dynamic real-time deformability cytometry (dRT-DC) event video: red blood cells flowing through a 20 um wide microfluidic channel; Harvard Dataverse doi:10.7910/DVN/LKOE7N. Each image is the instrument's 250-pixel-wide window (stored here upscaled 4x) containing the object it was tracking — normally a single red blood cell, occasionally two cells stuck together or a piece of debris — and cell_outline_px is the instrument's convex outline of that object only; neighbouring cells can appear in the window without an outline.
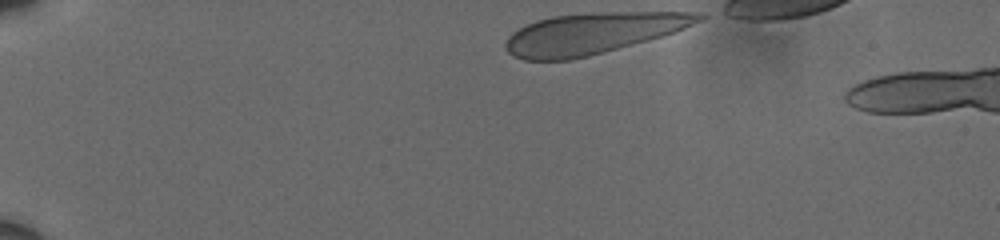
{"species": "human", "species_latin": "Homo sapiens", "temperature_condition": "cold", "stored_images_in_passage": 40, "camera_frame_rate_fps": 3000, "um_per_image_px": 0.085, "donor": {"sex": "male"}, "frame": {"image": 1, "passage_image": 1, "time_ms": 0.0, "image_size_px": [1000, 240], "cell_outline_px": [[708, 16], [704, 20], [684, 28], [660, 36], [632, 44], [588, 56], [568, 60], [524, 60], [512, 56], [504, 48], [504, 44], [508, 36], [512, 32], [536, 20], [552, 16], [604, 12], [700, 12]], "centroid_in_image_um": [50.36, 2.83], "position_along_channel_um": 34.6, "area_um2": 45.89}}
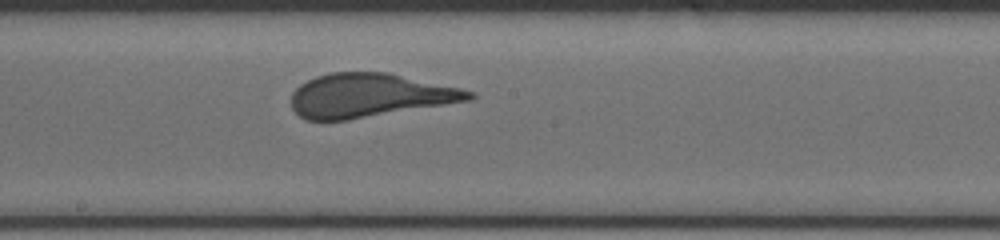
{"frame": {"image": 2, "passage_image": 23, "time_ms": 7.333, "image_size_px": [1000, 240], "cell_outline_px": [[476, 96], [472, 100], [348, 120], [304, 120], [292, 108], [292, 92], [300, 84], [316, 76], [328, 72], [388, 72], [460, 88], [476, 92]], "centroid_in_image_um": [31.41, 8.11], "position_along_channel_um": 216.8, "area_um2": 45.43}}
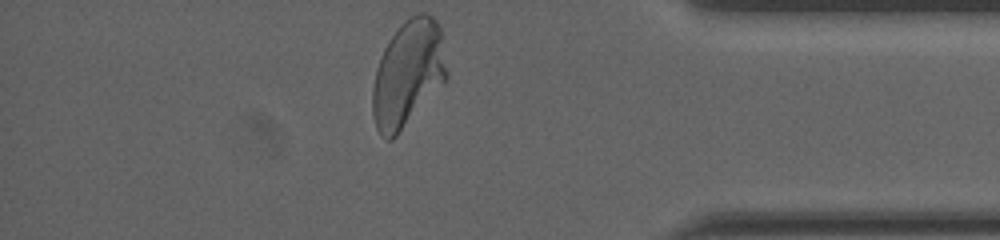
{"frame": {"image": 3, "passage_image": 40, "time_ms": 13.0, "image_size_px": [1000, 240], "cell_outline_px": [[448, 80], [396, 136], [392, 140], [388, 140], [380, 136], [376, 128], [372, 112], [372, 88], [376, 68], [380, 56], [388, 40], [400, 24], [412, 16], [420, 12], [424, 12], [432, 16], [436, 20], [440, 28], [448, 76]], "centroid_in_image_um": [34.67, 6.28], "position_along_channel_um": 400.5, "area_um2": 46.36}}